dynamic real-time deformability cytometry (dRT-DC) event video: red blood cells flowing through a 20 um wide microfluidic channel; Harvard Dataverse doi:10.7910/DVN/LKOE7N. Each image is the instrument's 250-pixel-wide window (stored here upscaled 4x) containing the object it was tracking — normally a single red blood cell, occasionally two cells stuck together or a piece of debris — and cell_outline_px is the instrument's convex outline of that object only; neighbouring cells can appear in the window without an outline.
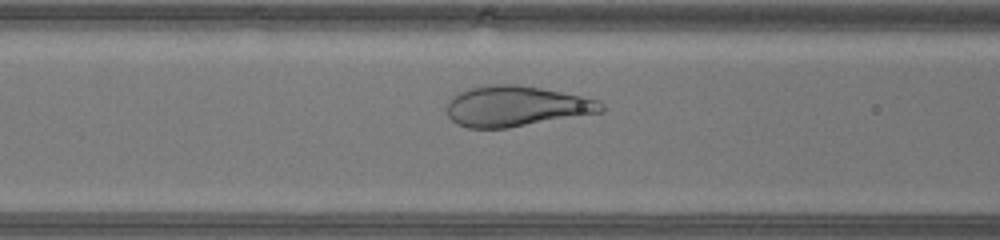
{"species": "human", "species_latin": "Homo sapiens", "temperature_condition": "warm", "stored_images_in_passage": 26, "camera_frame_rate_fps": 3000, "um_per_image_px": 0.085, "donor": {"sex": "male"}, "frame": {"image": 1, "passage_image": 6, "time_ms": 1.667, "image_size_px": [1000, 240], "cell_outline_px": [[604, 112], [508, 128], [468, 128], [456, 124], [448, 116], [448, 100], [452, 96], [460, 92], [472, 88], [488, 84], [516, 84], [540, 88], [584, 96], [600, 100], [604, 104]], "centroid_in_image_um": [43.91, 9.03], "position_along_channel_um": 122.7, "area_um2": 36.65}}
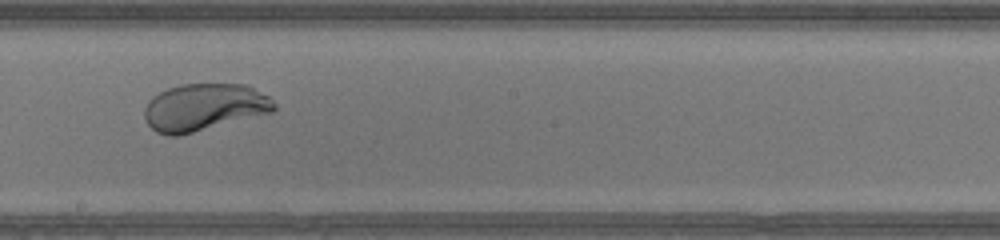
{"frame": {"image": 2, "passage_image": 13, "time_ms": 4.0, "image_size_px": [1000, 240], "cell_outline_px": [[276, 108], [272, 112], [180, 136], [168, 136], [156, 132], [148, 124], [144, 116], [144, 108], [148, 100], [152, 96], [168, 88], [180, 84], [244, 84], [268, 96], [276, 104]], "centroid_in_image_um": [17.31, 9.12], "position_along_channel_um": 230.9, "area_um2": 35.72}}
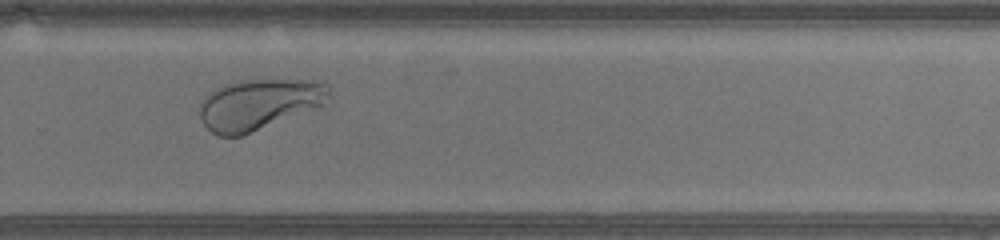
{"frame": {"image": 3, "passage_image": 18, "time_ms": 5.667, "image_size_px": [1000, 240], "cell_outline_px": [[332, 88], [320, 108], [240, 136], [216, 136], [200, 120], [200, 104], [204, 96], [208, 92], [220, 84], [236, 80], [324, 80]], "centroid_in_image_um": [22.02, 8.85], "position_along_channel_um": 307.8, "area_um2": 38.96}}